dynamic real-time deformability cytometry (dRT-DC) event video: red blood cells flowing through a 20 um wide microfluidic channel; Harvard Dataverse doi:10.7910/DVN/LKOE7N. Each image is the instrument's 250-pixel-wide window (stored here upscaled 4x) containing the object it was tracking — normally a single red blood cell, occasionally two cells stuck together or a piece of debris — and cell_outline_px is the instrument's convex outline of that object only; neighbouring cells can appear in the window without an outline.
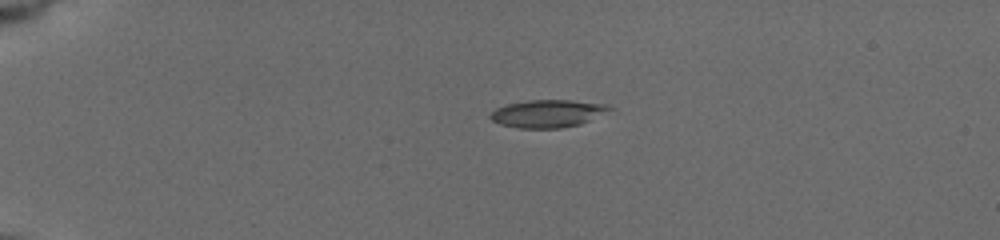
{"species": "common noctule bat (a hibernating species)", "species_latin": "Nyctalus noctula", "temperature_condition": "cold", "stored_images_in_passage": 43, "camera_frame_rate_fps": 3000, "um_per_image_px": 0.085, "animal": {"sex": "female", "body_mass_g": 19.5, "forearm_length_mm": 54.1}, "frame": {"image": 1, "passage_image": 1, "time_ms": 0.0, "image_size_px": [1000, 240], "cell_outline_px": [[616, 108], [580, 124], [560, 128], [520, 128], [500, 124], [492, 120], [488, 116], [496, 108], [508, 104], [528, 100], [568, 100], [608, 104]], "centroid_in_image_um": [46.57, 9.65], "position_along_channel_um": 38.4, "area_um2": 19.13}}
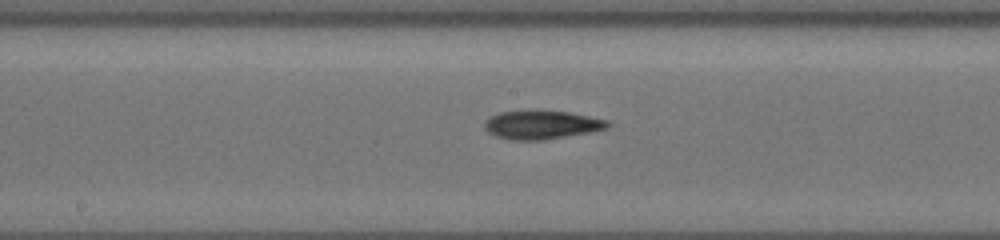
{"frame": {"image": 2, "passage_image": 19, "time_ms": 6.0, "image_size_px": [1000, 240], "cell_outline_px": [[612, 124], [608, 128], [588, 132], [544, 140], [512, 140], [496, 136], [488, 132], [484, 128], [484, 120], [488, 116], [500, 112], [532, 108], [568, 112], [608, 120]], "centroid_in_image_um": [45.98, 10.57], "position_along_channel_um": 202.2, "area_um2": 21.1}}
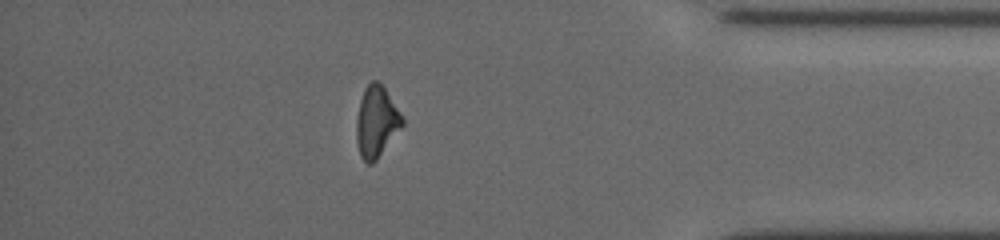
{"frame": {"image": 3, "passage_image": 37, "time_ms": 12.0, "image_size_px": [1000, 240], "cell_outline_px": [[404, 124], [376, 160], [372, 164], [368, 164], [360, 156], [356, 140], [356, 120], [360, 100], [364, 88], [372, 80], [376, 80], [384, 88], [404, 120]], "centroid_in_image_um": [31.97, 10.37], "position_along_channel_um": 403.2, "area_um2": 18.73}, "authors_computed_cell_mechanics": {"area_um2": 19.5364, "velocity_mm_per_s": 3.7745, "shape_relaxation_time_tau1_ms": 3.756, "shape_relaxation_time_tau2_ms": 5.4304, "deformation_change_tau1": 0.1451, "deformation_change_tau2": 0.1292}}